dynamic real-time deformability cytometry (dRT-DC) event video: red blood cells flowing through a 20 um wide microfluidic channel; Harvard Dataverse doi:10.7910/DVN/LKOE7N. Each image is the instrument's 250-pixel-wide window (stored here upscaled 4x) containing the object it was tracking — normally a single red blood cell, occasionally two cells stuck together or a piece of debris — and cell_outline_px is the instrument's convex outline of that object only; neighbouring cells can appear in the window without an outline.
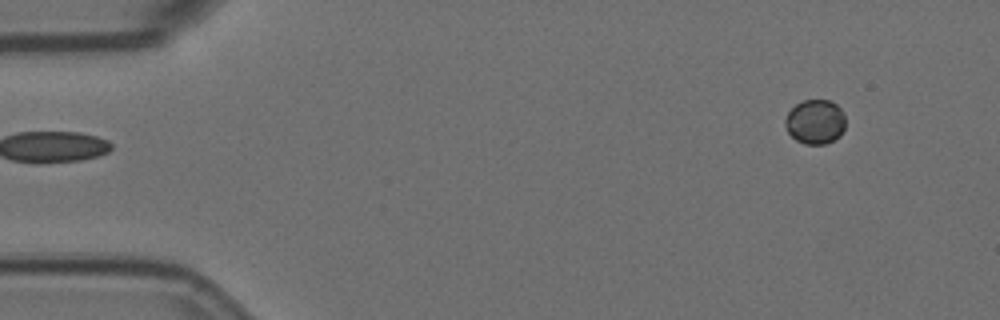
{"species": "Egyptian fruit bat (a non-hibernating species)", "species_latin": "Rousettus aegyptiacus", "temperature_condition": "room temperature", "stored_images_in_passage": 3, "camera_frame_rate_fps": 3000, "um_per_image_px": 0.085, "animal": {"sex": "female"}, "frame": {"image": 1, "passage_image": 3, "time_ms": 0.667, "image_size_px": [1000, 320], "cell_outline_px": [[844, 128], [840, 136], [824, 144], [804, 144], [796, 140], [788, 132], [784, 124], [784, 120], [788, 112], [796, 104], [804, 100], [828, 100], [836, 104], [840, 108], [844, 116]], "centroid_in_image_um": [69.27, 10.35], "position_along_channel_um": 15.7, "area_um2": 15.55}}